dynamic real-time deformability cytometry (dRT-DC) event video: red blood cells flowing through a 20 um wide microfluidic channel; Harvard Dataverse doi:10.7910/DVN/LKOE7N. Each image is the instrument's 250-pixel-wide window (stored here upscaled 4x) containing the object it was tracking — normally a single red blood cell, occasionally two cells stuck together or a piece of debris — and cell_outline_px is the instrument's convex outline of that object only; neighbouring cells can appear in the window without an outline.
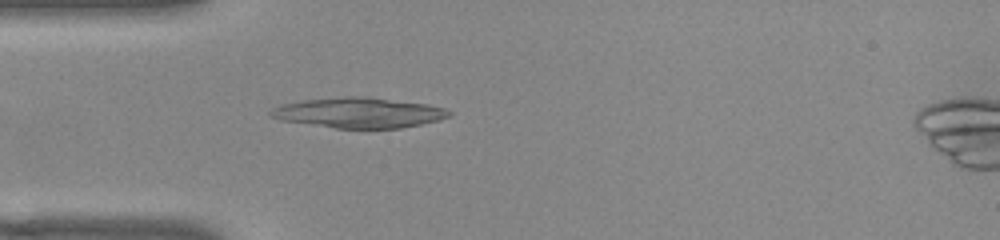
{"species": "common noctule bat (a hibernating species)", "species_latin": "Nyctalus noctula", "temperature_condition": "warm", "stored_images_in_passage": 51, "camera_frame_rate_fps": 3000, "um_per_image_px": 0.085, "animal": {"sex": "female", "body_mass_g": 22.0, "forearm_length_mm": 56.7}, "frame": {"image": 1, "passage_image": 14, "time_ms": 4.333, "image_size_px": [1000, 240], "cell_outline_px": [[452, 112], [448, 116], [440, 120], [400, 128], [336, 128], [280, 120], [272, 116], [268, 112], [272, 108], [284, 104], [304, 100], [348, 96], [364, 96], [428, 104], [444, 108]], "centroid_in_image_um": [30.51, 9.58], "position_along_channel_um": 54.5, "area_um2": 31.21}}
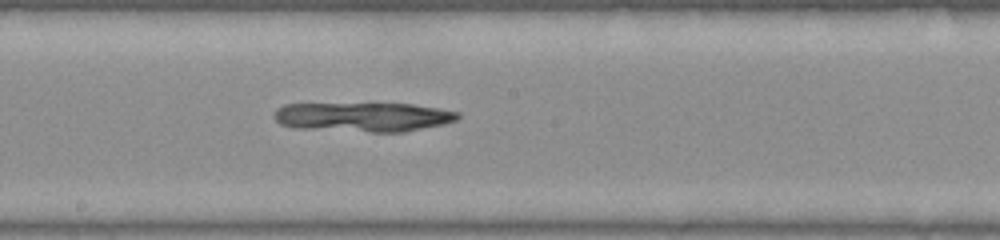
{"frame": {"image": 2, "passage_image": 27, "time_ms": 8.667, "image_size_px": [1000, 240], "cell_outline_px": [[460, 116], [456, 120], [444, 124], [404, 132], [368, 132], [296, 128], [280, 124], [272, 116], [272, 112], [276, 108], [284, 104], [412, 104], [460, 112]], "centroid_in_image_um": [30.83, 9.95], "position_along_channel_um": 217.4, "area_um2": 31.5}}
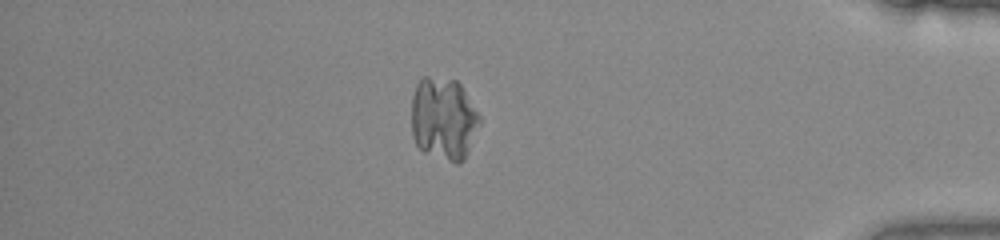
{"frame": {"image": 3, "passage_image": 44, "time_ms": 14.333, "image_size_px": [1000, 240], "cell_outline_px": [[480, 124], [464, 160], [460, 164], [456, 164], [424, 152], [416, 144], [412, 136], [412, 96], [416, 84], [424, 76], [428, 76], [456, 80], [460, 84], [480, 116]], "centroid_in_image_um": [37.69, 10.1], "position_along_channel_um": 397.5, "area_um2": 32.95}}